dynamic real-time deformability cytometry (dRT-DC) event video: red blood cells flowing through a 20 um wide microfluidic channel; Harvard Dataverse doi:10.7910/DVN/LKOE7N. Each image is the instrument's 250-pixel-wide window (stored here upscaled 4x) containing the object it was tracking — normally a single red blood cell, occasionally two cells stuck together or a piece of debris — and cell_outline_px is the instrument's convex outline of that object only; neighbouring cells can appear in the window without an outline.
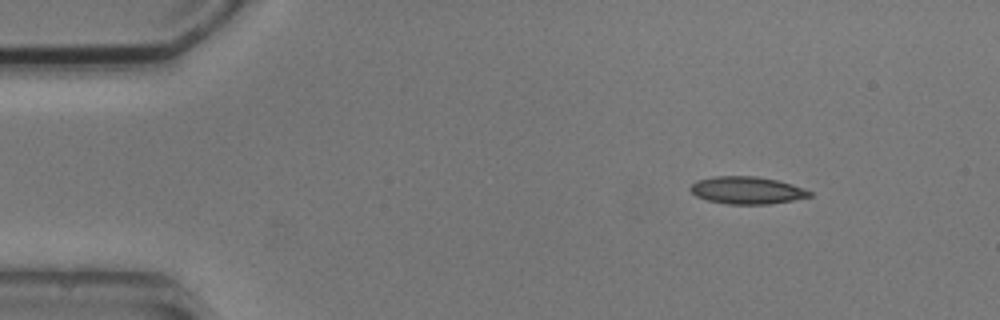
{"species": "common noctule bat (a hibernating species)", "species_latin": "Nyctalus noctula", "temperature_condition": "cold", "stored_images_in_passage": 6, "camera_frame_rate_fps": 3000, "um_per_image_px": 0.085, "animal": {"sex": "male", "body_mass_g": 20.5, "forearm_length_mm": 52.5}, "frame": {"image": 1, "passage_image": 1, "time_ms": 0.0, "image_size_px": [1000, 320], "cell_outline_px": [[812, 196], [792, 200], [768, 204], [728, 204], [708, 200], [696, 196], [688, 188], [696, 180], [716, 176], [756, 176], [776, 180], [792, 184], [804, 188], [812, 192]], "centroid_in_image_um": [63.48, 16.17], "position_along_channel_um": 21.5, "area_um2": 18.96}}
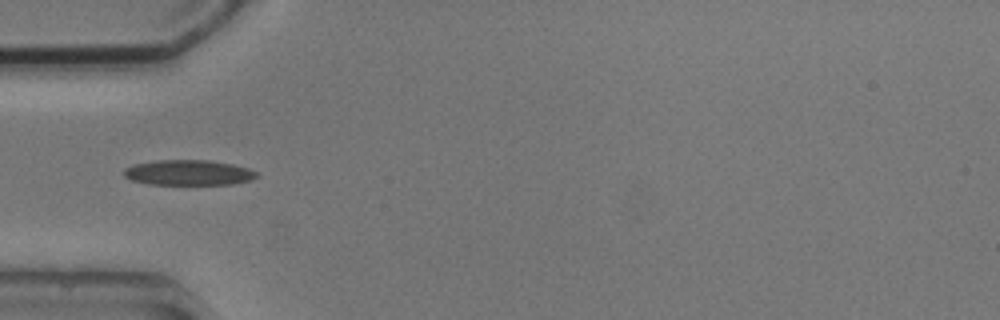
{"frame": {"image": 2, "passage_image": 4, "time_ms": 3.333, "image_size_px": [1000, 320], "cell_outline_px": [[260, 176], [252, 180], [232, 184], [148, 184], [132, 180], [124, 176], [124, 168], [132, 164], [156, 160], [208, 160], [232, 164], [248, 168], [256, 172]], "centroid_in_image_um": [16.02, 14.67], "position_along_channel_um": 69.0, "area_um2": 19.65}}